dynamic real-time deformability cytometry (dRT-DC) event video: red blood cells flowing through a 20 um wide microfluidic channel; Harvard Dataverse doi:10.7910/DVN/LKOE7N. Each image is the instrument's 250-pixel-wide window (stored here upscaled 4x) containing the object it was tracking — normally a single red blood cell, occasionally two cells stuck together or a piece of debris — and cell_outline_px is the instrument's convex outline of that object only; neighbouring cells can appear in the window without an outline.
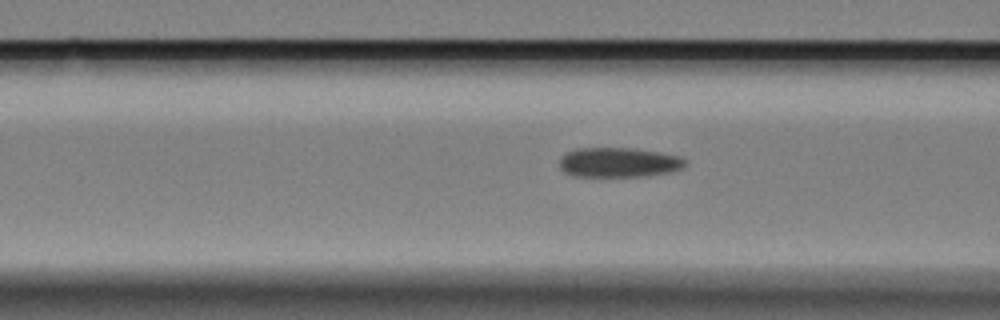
{"species": "Egyptian fruit bat (a non-hibernating species)", "species_latin": "Rousettus aegyptiacus", "temperature_condition": "cold", "stored_images_in_passage": 5, "camera_frame_rate_fps": 3000, "um_per_image_px": 0.085, "animal": {"sex": "female"}, "frame": {"image": 1, "passage_image": 5, "time_ms": 1.333, "image_size_px": [1000, 320], "cell_outline_px": [[688, 164], [684, 168], [672, 172], [644, 176], [572, 176], [564, 172], [560, 168], [560, 156], [564, 152], [576, 148], [632, 148], [660, 152], [680, 156]], "centroid_in_image_um": [52.59, 13.8], "position_along_channel_um": 114.0, "area_um2": 22.08}}